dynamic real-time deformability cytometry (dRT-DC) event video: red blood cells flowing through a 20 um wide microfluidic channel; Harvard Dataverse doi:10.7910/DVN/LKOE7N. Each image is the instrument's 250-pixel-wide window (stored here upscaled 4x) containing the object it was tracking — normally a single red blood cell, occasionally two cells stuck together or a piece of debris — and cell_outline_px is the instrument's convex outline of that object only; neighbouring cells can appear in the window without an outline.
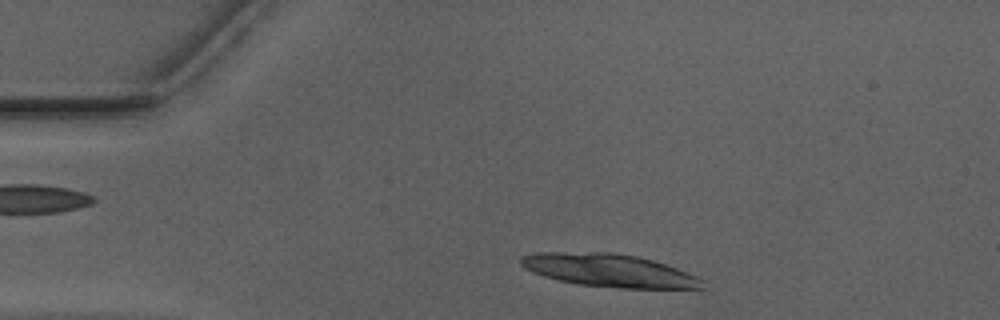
{"species": "Egyptian fruit bat (a non-hibernating species)", "species_latin": "Rousettus aegyptiacus", "temperature_condition": "warm", "stored_images_in_passage": 14, "camera_frame_rate_fps": 3000, "um_per_image_px": 0.085, "animal": {"sex": "male"}, "frame": {"image": 1, "passage_image": 3, "time_ms": 0.667, "image_size_px": [1000, 320], "cell_outline_px": [[704, 288], [620, 288], [576, 284], [544, 276], [532, 272], [524, 268], [520, 264], [520, 256], [536, 252], [612, 252], [636, 256], [652, 260], [688, 272], [704, 280]], "centroid_in_image_um": [51.74, 22.98], "position_along_channel_um": 33.3, "area_um2": 34.8}}